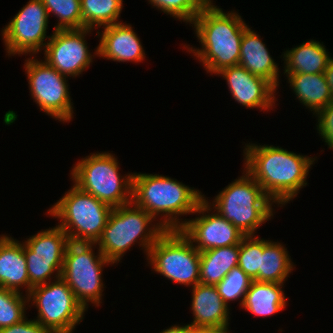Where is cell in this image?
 Instances as JSON below:
<instances>
[{
	"mask_svg": "<svg viewBox=\"0 0 333 333\" xmlns=\"http://www.w3.org/2000/svg\"><path fill=\"white\" fill-rule=\"evenodd\" d=\"M244 169L257 181L266 195L283 207L306 187L307 177L317 157L296 154L279 146L247 142L243 154Z\"/></svg>",
	"mask_w": 333,
	"mask_h": 333,
	"instance_id": "6da1fadb",
	"label": "cell"
},
{
	"mask_svg": "<svg viewBox=\"0 0 333 333\" xmlns=\"http://www.w3.org/2000/svg\"><path fill=\"white\" fill-rule=\"evenodd\" d=\"M191 24L201 46H182L201 62L207 74L213 76L223 68L239 65L241 41L249 25L237 11L225 12L212 0Z\"/></svg>",
	"mask_w": 333,
	"mask_h": 333,
	"instance_id": "7a4b0ae2",
	"label": "cell"
},
{
	"mask_svg": "<svg viewBox=\"0 0 333 333\" xmlns=\"http://www.w3.org/2000/svg\"><path fill=\"white\" fill-rule=\"evenodd\" d=\"M203 200L204 194L199 189L177 179L133 172L132 202L158 218L165 230H180L186 223L181 217L193 215Z\"/></svg>",
	"mask_w": 333,
	"mask_h": 333,
	"instance_id": "3957f363",
	"label": "cell"
},
{
	"mask_svg": "<svg viewBox=\"0 0 333 333\" xmlns=\"http://www.w3.org/2000/svg\"><path fill=\"white\" fill-rule=\"evenodd\" d=\"M165 231L158 219L130 202L112 209L96 244L104 257L117 265L137 243L147 257L149 249Z\"/></svg>",
	"mask_w": 333,
	"mask_h": 333,
	"instance_id": "277c9868",
	"label": "cell"
},
{
	"mask_svg": "<svg viewBox=\"0 0 333 333\" xmlns=\"http://www.w3.org/2000/svg\"><path fill=\"white\" fill-rule=\"evenodd\" d=\"M242 171V176L228 184L213 201L205 195L204 200L244 236L256 235L258 228L273 218L276 206L257 181L244 168Z\"/></svg>",
	"mask_w": 333,
	"mask_h": 333,
	"instance_id": "5b68a950",
	"label": "cell"
},
{
	"mask_svg": "<svg viewBox=\"0 0 333 333\" xmlns=\"http://www.w3.org/2000/svg\"><path fill=\"white\" fill-rule=\"evenodd\" d=\"M115 154L98 151L87 155L70 170V179L81 191L112 208L132 202L133 173L122 175Z\"/></svg>",
	"mask_w": 333,
	"mask_h": 333,
	"instance_id": "8992f818",
	"label": "cell"
},
{
	"mask_svg": "<svg viewBox=\"0 0 333 333\" xmlns=\"http://www.w3.org/2000/svg\"><path fill=\"white\" fill-rule=\"evenodd\" d=\"M112 209L73 184L47 210V215L60 220L57 226L67 234L70 242L97 243Z\"/></svg>",
	"mask_w": 333,
	"mask_h": 333,
	"instance_id": "52a82bcc",
	"label": "cell"
},
{
	"mask_svg": "<svg viewBox=\"0 0 333 333\" xmlns=\"http://www.w3.org/2000/svg\"><path fill=\"white\" fill-rule=\"evenodd\" d=\"M107 265L114 264L104 257L96 243L68 244L60 277L86 311L91 304L95 308L101 306L105 288L102 272Z\"/></svg>",
	"mask_w": 333,
	"mask_h": 333,
	"instance_id": "ba28073f",
	"label": "cell"
},
{
	"mask_svg": "<svg viewBox=\"0 0 333 333\" xmlns=\"http://www.w3.org/2000/svg\"><path fill=\"white\" fill-rule=\"evenodd\" d=\"M151 271L180 285L200 282V252L180 230H166L146 257Z\"/></svg>",
	"mask_w": 333,
	"mask_h": 333,
	"instance_id": "9c48e42d",
	"label": "cell"
},
{
	"mask_svg": "<svg viewBox=\"0 0 333 333\" xmlns=\"http://www.w3.org/2000/svg\"><path fill=\"white\" fill-rule=\"evenodd\" d=\"M27 296L31 302L28 307L36 306L37 309L34 320L50 333H73L85 318L86 310L61 277L33 287Z\"/></svg>",
	"mask_w": 333,
	"mask_h": 333,
	"instance_id": "30bf717a",
	"label": "cell"
},
{
	"mask_svg": "<svg viewBox=\"0 0 333 333\" xmlns=\"http://www.w3.org/2000/svg\"><path fill=\"white\" fill-rule=\"evenodd\" d=\"M36 57L30 56L24 63L31 98L46 115L63 124L70 123L75 113L70 97L69 77Z\"/></svg>",
	"mask_w": 333,
	"mask_h": 333,
	"instance_id": "8fae6325",
	"label": "cell"
},
{
	"mask_svg": "<svg viewBox=\"0 0 333 333\" xmlns=\"http://www.w3.org/2000/svg\"><path fill=\"white\" fill-rule=\"evenodd\" d=\"M48 23L49 15L42 1L29 0L1 30L6 55L35 56L43 51L51 37L47 36Z\"/></svg>",
	"mask_w": 333,
	"mask_h": 333,
	"instance_id": "7c38bea8",
	"label": "cell"
},
{
	"mask_svg": "<svg viewBox=\"0 0 333 333\" xmlns=\"http://www.w3.org/2000/svg\"><path fill=\"white\" fill-rule=\"evenodd\" d=\"M93 31L88 28L53 30L43 50V60L60 74L75 79L89 69L95 56L98 57V47L91 52L85 38Z\"/></svg>",
	"mask_w": 333,
	"mask_h": 333,
	"instance_id": "4fadbf2b",
	"label": "cell"
},
{
	"mask_svg": "<svg viewBox=\"0 0 333 333\" xmlns=\"http://www.w3.org/2000/svg\"><path fill=\"white\" fill-rule=\"evenodd\" d=\"M186 218L185 225L180 231L192 242L199 251L240 245L244 235L231 223L213 210L205 200L197 207L193 215Z\"/></svg>",
	"mask_w": 333,
	"mask_h": 333,
	"instance_id": "5bb4252c",
	"label": "cell"
},
{
	"mask_svg": "<svg viewBox=\"0 0 333 333\" xmlns=\"http://www.w3.org/2000/svg\"><path fill=\"white\" fill-rule=\"evenodd\" d=\"M216 75L226 80L228 91L238 104L247 109L272 110L277 98V88L265 78L254 75L241 65L221 69Z\"/></svg>",
	"mask_w": 333,
	"mask_h": 333,
	"instance_id": "9a60e30c",
	"label": "cell"
},
{
	"mask_svg": "<svg viewBox=\"0 0 333 333\" xmlns=\"http://www.w3.org/2000/svg\"><path fill=\"white\" fill-rule=\"evenodd\" d=\"M115 23L101 28L96 33L99 38L98 57L114 62H143L145 50L131 24ZM102 32V33H101Z\"/></svg>",
	"mask_w": 333,
	"mask_h": 333,
	"instance_id": "2e32d148",
	"label": "cell"
},
{
	"mask_svg": "<svg viewBox=\"0 0 333 333\" xmlns=\"http://www.w3.org/2000/svg\"><path fill=\"white\" fill-rule=\"evenodd\" d=\"M0 287L22 294L25 291L26 295L30 293L23 241L7 234L0 235Z\"/></svg>",
	"mask_w": 333,
	"mask_h": 333,
	"instance_id": "e0dca14e",
	"label": "cell"
},
{
	"mask_svg": "<svg viewBox=\"0 0 333 333\" xmlns=\"http://www.w3.org/2000/svg\"><path fill=\"white\" fill-rule=\"evenodd\" d=\"M251 28L249 26L243 34L239 65L250 73L270 81L278 89L280 86L279 73L281 72L279 64L270 55L261 36Z\"/></svg>",
	"mask_w": 333,
	"mask_h": 333,
	"instance_id": "ac0fdd59",
	"label": "cell"
},
{
	"mask_svg": "<svg viewBox=\"0 0 333 333\" xmlns=\"http://www.w3.org/2000/svg\"><path fill=\"white\" fill-rule=\"evenodd\" d=\"M191 289L193 321L190 325L194 329L229 323L231 309L224 303L215 285L198 283Z\"/></svg>",
	"mask_w": 333,
	"mask_h": 333,
	"instance_id": "d6986e66",
	"label": "cell"
},
{
	"mask_svg": "<svg viewBox=\"0 0 333 333\" xmlns=\"http://www.w3.org/2000/svg\"><path fill=\"white\" fill-rule=\"evenodd\" d=\"M283 56V57H282ZM283 58V74H317L324 73L332 58L326 46L320 41L310 39L289 50L286 49L280 56Z\"/></svg>",
	"mask_w": 333,
	"mask_h": 333,
	"instance_id": "ffe728a7",
	"label": "cell"
},
{
	"mask_svg": "<svg viewBox=\"0 0 333 333\" xmlns=\"http://www.w3.org/2000/svg\"><path fill=\"white\" fill-rule=\"evenodd\" d=\"M296 99L309 109L313 115L325 108L333 95L324 73L317 74H284ZM313 111V112H312Z\"/></svg>",
	"mask_w": 333,
	"mask_h": 333,
	"instance_id": "44dd1931",
	"label": "cell"
},
{
	"mask_svg": "<svg viewBox=\"0 0 333 333\" xmlns=\"http://www.w3.org/2000/svg\"><path fill=\"white\" fill-rule=\"evenodd\" d=\"M283 289L282 283L253 280L241 308L255 317H271L287 307L288 300Z\"/></svg>",
	"mask_w": 333,
	"mask_h": 333,
	"instance_id": "7402d4cb",
	"label": "cell"
},
{
	"mask_svg": "<svg viewBox=\"0 0 333 333\" xmlns=\"http://www.w3.org/2000/svg\"><path fill=\"white\" fill-rule=\"evenodd\" d=\"M285 245L263 238V254H260L259 282L285 284L295 270V264Z\"/></svg>",
	"mask_w": 333,
	"mask_h": 333,
	"instance_id": "603a6c76",
	"label": "cell"
},
{
	"mask_svg": "<svg viewBox=\"0 0 333 333\" xmlns=\"http://www.w3.org/2000/svg\"><path fill=\"white\" fill-rule=\"evenodd\" d=\"M239 245L219 247L200 252V284L217 285L238 266Z\"/></svg>",
	"mask_w": 333,
	"mask_h": 333,
	"instance_id": "cb8c5ba5",
	"label": "cell"
},
{
	"mask_svg": "<svg viewBox=\"0 0 333 333\" xmlns=\"http://www.w3.org/2000/svg\"><path fill=\"white\" fill-rule=\"evenodd\" d=\"M23 240L25 257L64 258L70 240L57 225Z\"/></svg>",
	"mask_w": 333,
	"mask_h": 333,
	"instance_id": "d4e9b609",
	"label": "cell"
},
{
	"mask_svg": "<svg viewBox=\"0 0 333 333\" xmlns=\"http://www.w3.org/2000/svg\"><path fill=\"white\" fill-rule=\"evenodd\" d=\"M82 29L95 30L120 23L123 0H80Z\"/></svg>",
	"mask_w": 333,
	"mask_h": 333,
	"instance_id": "484cf974",
	"label": "cell"
},
{
	"mask_svg": "<svg viewBox=\"0 0 333 333\" xmlns=\"http://www.w3.org/2000/svg\"><path fill=\"white\" fill-rule=\"evenodd\" d=\"M47 9L49 18H57L54 30L82 29L80 0H41ZM51 13V14H50Z\"/></svg>",
	"mask_w": 333,
	"mask_h": 333,
	"instance_id": "4316f807",
	"label": "cell"
},
{
	"mask_svg": "<svg viewBox=\"0 0 333 333\" xmlns=\"http://www.w3.org/2000/svg\"><path fill=\"white\" fill-rule=\"evenodd\" d=\"M28 303L26 294L0 287V329L19 323L26 318Z\"/></svg>",
	"mask_w": 333,
	"mask_h": 333,
	"instance_id": "83f0119b",
	"label": "cell"
},
{
	"mask_svg": "<svg viewBox=\"0 0 333 333\" xmlns=\"http://www.w3.org/2000/svg\"><path fill=\"white\" fill-rule=\"evenodd\" d=\"M212 0H148L157 10L176 18L181 23H191Z\"/></svg>",
	"mask_w": 333,
	"mask_h": 333,
	"instance_id": "f1b7e54d",
	"label": "cell"
},
{
	"mask_svg": "<svg viewBox=\"0 0 333 333\" xmlns=\"http://www.w3.org/2000/svg\"><path fill=\"white\" fill-rule=\"evenodd\" d=\"M252 279L244 273L239 266L233 268L225 277L215 285L224 303L230 307V302L239 301L241 308L245 294L250 288Z\"/></svg>",
	"mask_w": 333,
	"mask_h": 333,
	"instance_id": "f546056e",
	"label": "cell"
},
{
	"mask_svg": "<svg viewBox=\"0 0 333 333\" xmlns=\"http://www.w3.org/2000/svg\"><path fill=\"white\" fill-rule=\"evenodd\" d=\"M25 258L27 263V273L29 277L30 291L33 287L43 285L60 278L64 258Z\"/></svg>",
	"mask_w": 333,
	"mask_h": 333,
	"instance_id": "4dcf8cb0",
	"label": "cell"
},
{
	"mask_svg": "<svg viewBox=\"0 0 333 333\" xmlns=\"http://www.w3.org/2000/svg\"><path fill=\"white\" fill-rule=\"evenodd\" d=\"M260 254H263V238L244 236L239 245L238 266L252 280L259 282Z\"/></svg>",
	"mask_w": 333,
	"mask_h": 333,
	"instance_id": "1f68e13d",
	"label": "cell"
},
{
	"mask_svg": "<svg viewBox=\"0 0 333 333\" xmlns=\"http://www.w3.org/2000/svg\"><path fill=\"white\" fill-rule=\"evenodd\" d=\"M314 116H316L318 123H316L317 133L325 145L333 150V100Z\"/></svg>",
	"mask_w": 333,
	"mask_h": 333,
	"instance_id": "d6a6232c",
	"label": "cell"
},
{
	"mask_svg": "<svg viewBox=\"0 0 333 333\" xmlns=\"http://www.w3.org/2000/svg\"><path fill=\"white\" fill-rule=\"evenodd\" d=\"M0 333H50L38 321L24 318L21 322L0 329Z\"/></svg>",
	"mask_w": 333,
	"mask_h": 333,
	"instance_id": "836d02e7",
	"label": "cell"
},
{
	"mask_svg": "<svg viewBox=\"0 0 333 333\" xmlns=\"http://www.w3.org/2000/svg\"><path fill=\"white\" fill-rule=\"evenodd\" d=\"M229 324L226 323L218 326H207L195 328V333H231L229 330Z\"/></svg>",
	"mask_w": 333,
	"mask_h": 333,
	"instance_id": "e575fe53",
	"label": "cell"
},
{
	"mask_svg": "<svg viewBox=\"0 0 333 333\" xmlns=\"http://www.w3.org/2000/svg\"><path fill=\"white\" fill-rule=\"evenodd\" d=\"M159 333H195V329L188 323L186 325L173 324Z\"/></svg>",
	"mask_w": 333,
	"mask_h": 333,
	"instance_id": "d590c367",
	"label": "cell"
},
{
	"mask_svg": "<svg viewBox=\"0 0 333 333\" xmlns=\"http://www.w3.org/2000/svg\"><path fill=\"white\" fill-rule=\"evenodd\" d=\"M324 75L333 95V57L330 59Z\"/></svg>",
	"mask_w": 333,
	"mask_h": 333,
	"instance_id": "8d00e7d4",
	"label": "cell"
}]
</instances>
